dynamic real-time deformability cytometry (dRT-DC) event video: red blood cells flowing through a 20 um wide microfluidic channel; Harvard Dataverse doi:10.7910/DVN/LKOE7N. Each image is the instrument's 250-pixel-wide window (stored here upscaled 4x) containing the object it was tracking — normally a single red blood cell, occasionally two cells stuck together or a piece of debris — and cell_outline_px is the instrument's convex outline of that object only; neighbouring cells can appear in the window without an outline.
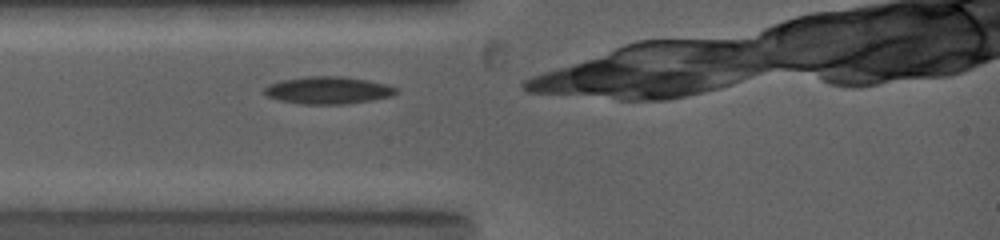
{"species": "common noctule bat (a hibernating species)", "species_latin": "Nyctalus noctula", "temperature_condition": "warm", "stored_images_in_passage": 1, "camera_frame_rate_fps": 5000, "um_per_image_px": 0.085, "animal": {"sex": "female", "body_mass_g": 19.0, "forearm_length_mm": 53.3}, "frame": {"image": 1, "passage_image": 1, "time_ms": 0.0, "image_size_px": [1000, 240], "cell_outline_px": [[396, 92], [392, 96], [372, 100], [344, 104], [300, 104], [280, 100], [268, 96], [264, 92], [264, 88], [268, 84], [284, 80], [308, 76], [340, 76], [368, 80], [384, 84], [396, 88]], "centroid_in_image_um": [27.87, 7.67], "position_along_channel_um": 57.1, "area_um2": 20.75}}